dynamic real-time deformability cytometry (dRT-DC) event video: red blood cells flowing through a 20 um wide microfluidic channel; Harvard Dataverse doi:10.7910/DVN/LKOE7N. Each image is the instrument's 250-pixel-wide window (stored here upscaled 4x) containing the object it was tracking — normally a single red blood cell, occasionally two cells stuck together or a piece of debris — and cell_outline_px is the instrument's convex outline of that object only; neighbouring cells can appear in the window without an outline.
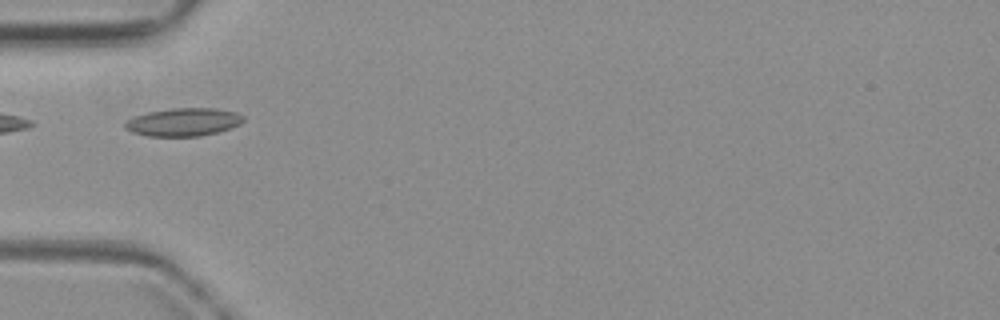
{"species": "common noctule bat (a hibernating species)", "species_latin": "Nyctalus noctula", "temperature_condition": "warm", "stored_images_in_passage": 4, "camera_frame_rate_fps": 3000, "um_per_image_px": 0.085, "animal": {"sex": "female", "body_mass_g": 19.3, "forearm_length_mm": 54.1}, "frame": {"image": 1, "passage_image": 2, "time_ms": 1.333, "image_size_px": [1000, 320], "cell_outline_px": [[244, 120], [240, 124], [216, 132], [200, 136], [148, 136], [132, 132], [124, 128], [124, 120], [132, 116], [148, 112], [172, 108], [216, 108], [236, 112], [244, 116]], "centroid_in_image_um": [15.54, 10.36], "position_along_channel_um": 69.5, "area_um2": 19.42}}